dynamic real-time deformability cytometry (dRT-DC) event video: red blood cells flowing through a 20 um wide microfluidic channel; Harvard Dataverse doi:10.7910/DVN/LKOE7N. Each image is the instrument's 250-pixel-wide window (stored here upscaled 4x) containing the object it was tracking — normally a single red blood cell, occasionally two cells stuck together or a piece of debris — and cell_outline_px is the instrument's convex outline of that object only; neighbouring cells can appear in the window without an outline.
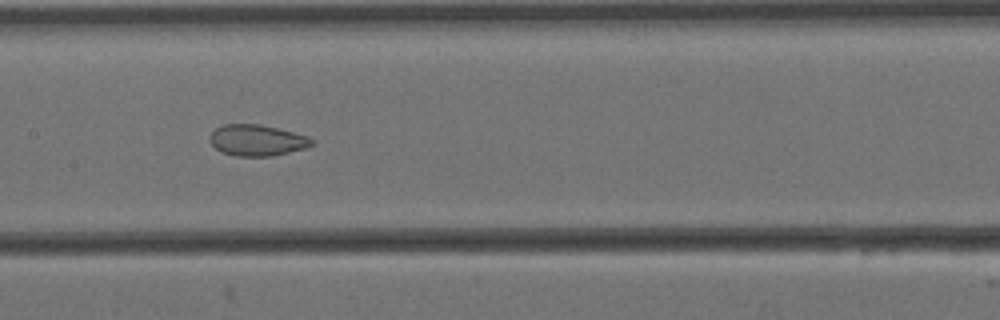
{"species": "Egyptian fruit bat (a non-hibernating species)", "species_latin": "Rousettus aegyptiacus", "temperature_condition": "cold", "stored_images_in_passage": 11, "camera_frame_rate_fps": 3000, "um_per_image_px": 0.085, "animal": {"sex": "female"}, "frame": {"image": 1, "passage_image": 7, "time_ms": 2.0, "image_size_px": [1000, 320], "cell_outline_px": [[316, 144], [304, 148], [272, 156], [236, 156], [220, 152], [208, 140], [208, 136], [216, 128], [224, 124], [260, 124], [308, 136], [316, 140]], "centroid_in_image_um": [21.84, 11.92], "position_along_channel_um": 185.6, "area_um2": 18.61}}
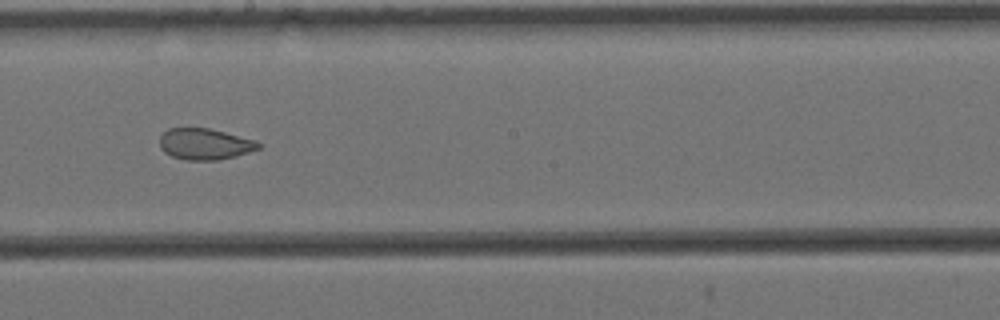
{"frame": {"image": 2, "passage_image": 8, "time_ms": 2.333, "image_size_px": [1000, 320], "cell_outline_px": [[260, 148], [236, 156], [220, 160], [184, 160], [172, 156], [164, 152], [160, 148], [160, 136], [168, 128], [208, 128], [256, 140], [260, 144]], "centroid_in_image_um": [17.39, 12.25], "position_along_channel_um": 230.8, "area_um2": 17.98}}
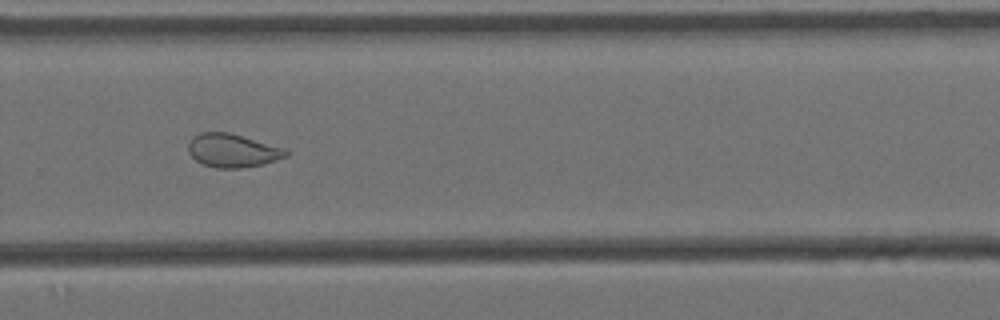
{"frame": {"image": 3, "passage_image": 10, "time_ms": 3.0, "image_size_px": [1000, 320], "cell_outline_px": [[288, 156], [264, 164], [240, 168], [216, 168], [204, 164], [196, 160], [188, 152], [188, 144], [192, 136], [200, 132], [228, 132], [288, 148]], "centroid_in_image_um": [19.79, 12.79], "position_along_channel_um": 310.0, "area_um2": 19.25}}